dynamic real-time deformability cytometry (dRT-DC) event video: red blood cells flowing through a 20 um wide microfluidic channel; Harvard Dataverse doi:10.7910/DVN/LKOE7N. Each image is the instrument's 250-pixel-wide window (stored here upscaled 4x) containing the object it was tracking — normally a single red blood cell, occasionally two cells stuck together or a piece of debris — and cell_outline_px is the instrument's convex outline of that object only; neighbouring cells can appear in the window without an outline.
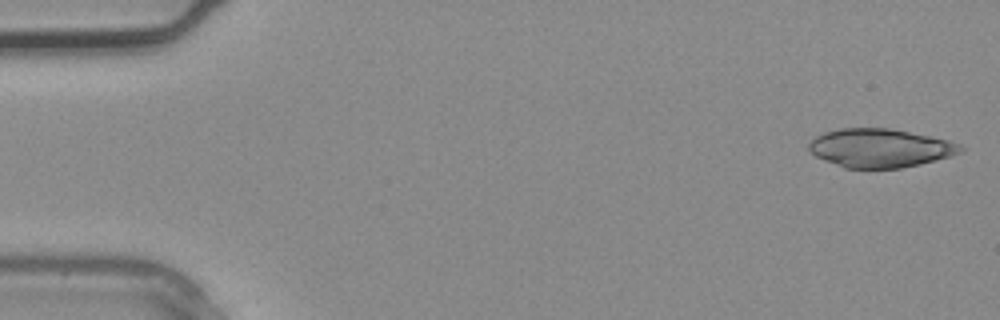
{"species": "common noctule bat (a hibernating species)", "species_latin": "Nyctalus noctula", "temperature_condition": "warm", "stored_images_in_passage": 2, "segment_of_instrument_passage": [2, 2], "camera_frame_rate_fps": 3000, "um_per_image_px": 0.085, "animal": {"sex": "male", "body_mass_g": 20.4}, "frame": {"image": 1, "passage_image": 2, "time_ms": 0.333, "image_size_px": [1000, 320], "cell_outline_px": [[964, 152], [952, 156], [920, 164], [900, 168], [844, 168], [816, 156], [808, 148], [808, 144], [816, 136], [824, 132], [840, 128], [888, 128], [948, 140], [960, 144], [964, 148]], "centroid_in_image_um": [74.82, 12.59], "position_along_channel_um": 10.2, "area_um2": 33.99}}